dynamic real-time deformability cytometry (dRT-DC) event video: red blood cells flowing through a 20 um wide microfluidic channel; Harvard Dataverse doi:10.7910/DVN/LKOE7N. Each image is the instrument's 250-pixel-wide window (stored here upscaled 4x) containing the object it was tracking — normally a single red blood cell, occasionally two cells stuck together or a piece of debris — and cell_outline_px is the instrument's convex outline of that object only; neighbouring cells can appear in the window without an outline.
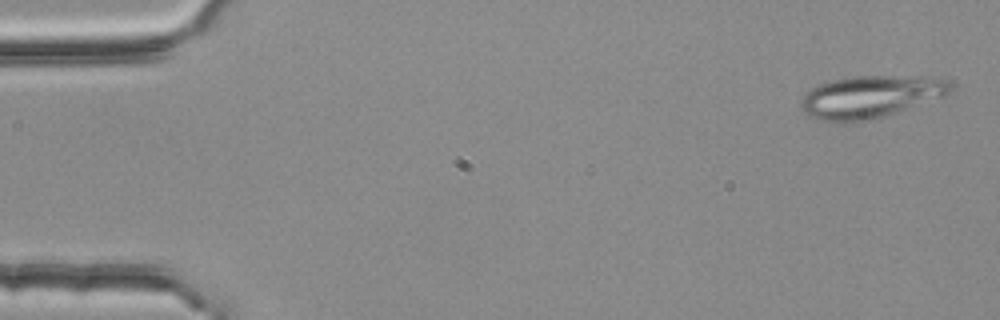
{"species": "common noctule bat (a hibernating species)", "species_latin": "Nyctalus noctula", "temperature_condition": "room temperature", "stored_images_in_passage": 4, "camera_frame_rate_fps": 3000, "um_per_image_px": 0.085, "animal": {"sex": "female", "body_mass_g": 25.1}, "frame": {"image": 1, "passage_image": 1, "time_ms": 0.0, "image_size_px": [1000, 320], "cell_outline_px": [[952, 92], [944, 96], [880, 116], [864, 120], [844, 124], [820, 120], [808, 116], [800, 108], [800, 104], [804, 96], [812, 88], [820, 84], [832, 80], [852, 76], [896, 76], [948, 80], [952, 84]], "centroid_in_image_um": [73.91, 8.23], "position_along_channel_um": 11.1, "area_um2": 36.18}}